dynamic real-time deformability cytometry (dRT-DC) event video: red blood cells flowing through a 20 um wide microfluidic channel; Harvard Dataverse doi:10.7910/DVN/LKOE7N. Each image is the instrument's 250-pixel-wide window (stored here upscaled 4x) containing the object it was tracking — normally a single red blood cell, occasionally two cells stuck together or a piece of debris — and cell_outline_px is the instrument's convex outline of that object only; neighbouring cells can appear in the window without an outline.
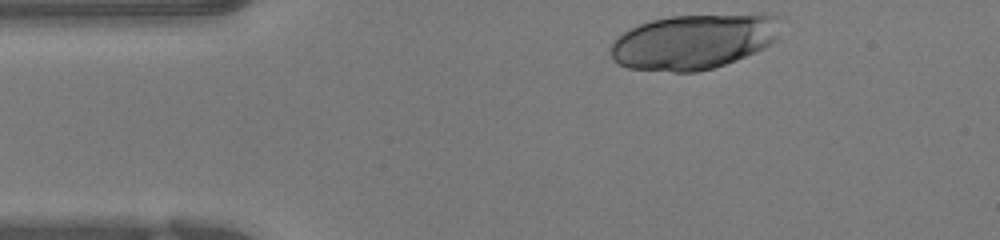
{"species": "human", "species_latin": "Homo sapiens", "temperature_condition": "warm", "stored_images_in_passage": 34, "camera_frame_rate_fps": 3000, "um_per_image_px": 0.085, "donor": {"sex": "female"}, "frame": {"image": 1, "passage_image": 1, "time_ms": 0.0, "image_size_px": [1000, 240], "cell_outline_px": [[780, 36], [776, 40], [764, 48], [736, 60], [712, 68], [696, 72], [672, 72], [628, 68], [612, 60], [608, 48], [612, 40], [616, 36], [628, 28], [652, 20], [668, 16], [756, 12], [764, 12], [780, 16]], "centroid_in_image_um": [58.99, 3.49], "position_along_channel_um": 26.0, "area_um2": 56.12}}
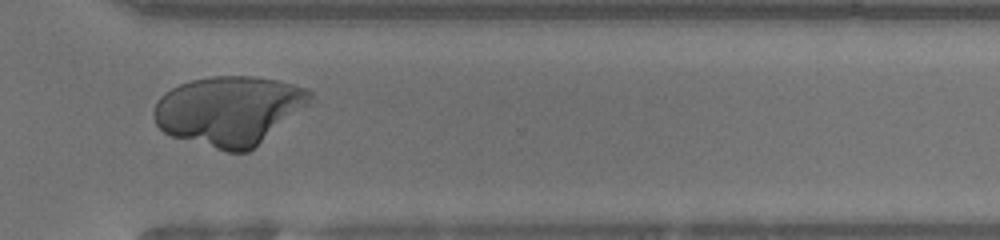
{"frame": {"image": 2, "passage_image": 30, "time_ms": 9.667, "image_size_px": [1000, 240], "cell_outline_px": [[312, 96], [308, 104], [248, 152], [228, 152], [172, 136], [164, 132], [156, 124], [152, 116], [152, 112], [156, 100], [164, 92], [180, 84], [192, 80], [212, 76], [256, 76], [276, 80], [308, 88], [312, 92]], "centroid_in_image_um": [19.43, 9.38], "position_along_channel_um": 351.2, "area_um2": 62.6}}
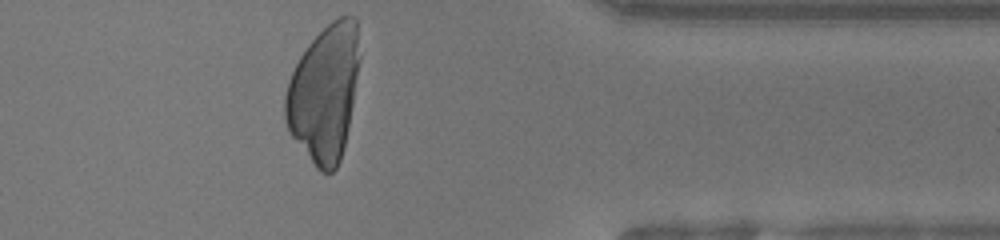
{"frame": {"image": 3, "passage_image": 34, "time_ms": 11.0, "image_size_px": [1000, 240], "cell_outline_px": [[360, 60], [348, 128], [344, 148], [340, 160], [336, 168], [332, 172], [320, 172], [316, 168], [288, 132], [284, 120], [284, 96], [288, 80], [300, 56], [308, 44], [332, 20], [340, 16], [352, 16], [356, 20], [360, 56]], "centroid_in_image_um": [27.54, 7.93], "position_along_channel_um": 383.9, "area_um2": 59.13}}